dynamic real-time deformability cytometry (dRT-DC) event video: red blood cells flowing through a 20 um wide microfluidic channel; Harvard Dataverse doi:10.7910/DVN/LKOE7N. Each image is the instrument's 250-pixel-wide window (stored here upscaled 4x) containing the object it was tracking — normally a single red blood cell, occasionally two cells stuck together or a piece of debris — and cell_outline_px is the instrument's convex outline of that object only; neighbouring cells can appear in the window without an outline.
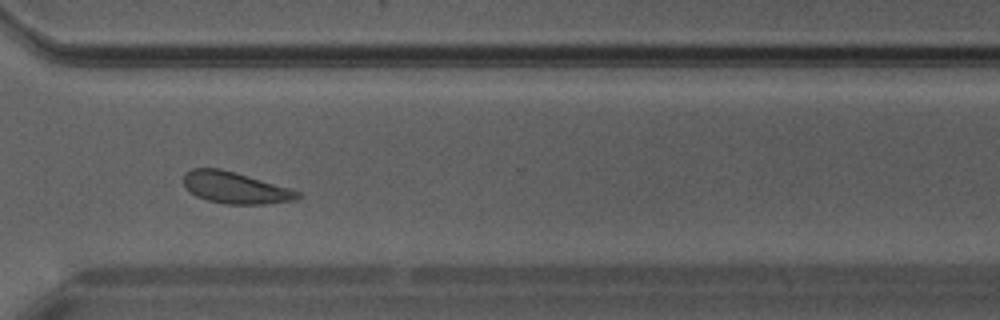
{"species": "Egyptian fruit bat (a non-hibernating species)", "species_latin": "Rousettus aegyptiacus", "temperature_condition": "warm", "stored_images_in_passage": 29, "camera_frame_rate_fps": 3000, "um_per_image_px": 0.085, "animal": {"sex": "male"}, "frame": {"image": 1, "passage_image": 21, "time_ms": 6.667, "image_size_px": [1000, 320], "cell_outline_px": [[300, 196], [296, 200], [264, 204], [224, 204], [208, 200], [196, 196], [188, 192], [184, 188], [184, 172], [192, 168], [220, 168], [236, 172], [288, 188], [300, 192]], "centroid_in_image_um": [19.94, 15.95], "position_along_channel_um": 350.7, "area_um2": 21.04}}